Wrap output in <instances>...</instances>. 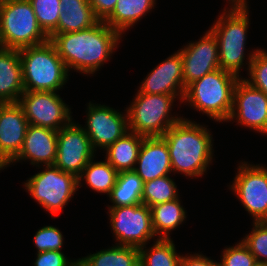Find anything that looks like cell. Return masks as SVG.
<instances>
[{
  "instance_id": "1",
  "label": "cell",
  "mask_w": 267,
  "mask_h": 266,
  "mask_svg": "<svg viewBox=\"0 0 267 266\" xmlns=\"http://www.w3.org/2000/svg\"><path fill=\"white\" fill-rule=\"evenodd\" d=\"M48 37L69 73L74 70L87 76L99 71L104 63L112 58L123 38L104 21H98L89 29L51 33Z\"/></svg>"
},
{
  "instance_id": "2",
  "label": "cell",
  "mask_w": 267,
  "mask_h": 266,
  "mask_svg": "<svg viewBox=\"0 0 267 266\" xmlns=\"http://www.w3.org/2000/svg\"><path fill=\"white\" fill-rule=\"evenodd\" d=\"M205 125L182 118L162 136L168 146L172 172L194 179L203 176L213 160V137Z\"/></svg>"
},
{
  "instance_id": "3",
  "label": "cell",
  "mask_w": 267,
  "mask_h": 266,
  "mask_svg": "<svg viewBox=\"0 0 267 266\" xmlns=\"http://www.w3.org/2000/svg\"><path fill=\"white\" fill-rule=\"evenodd\" d=\"M229 7L223 9L210 30L218 42L219 67L241 78V69L248 65L246 71L249 70L253 56L259 48L246 55L245 45L248 38V25H250L248 3L229 5Z\"/></svg>"
},
{
  "instance_id": "4",
  "label": "cell",
  "mask_w": 267,
  "mask_h": 266,
  "mask_svg": "<svg viewBox=\"0 0 267 266\" xmlns=\"http://www.w3.org/2000/svg\"><path fill=\"white\" fill-rule=\"evenodd\" d=\"M239 77L221 68L189 84L182 103L215 122H227L233 108V92ZM188 103V104H187Z\"/></svg>"
},
{
  "instance_id": "5",
  "label": "cell",
  "mask_w": 267,
  "mask_h": 266,
  "mask_svg": "<svg viewBox=\"0 0 267 266\" xmlns=\"http://www.w3.org/2000/svg\"><path fill=\"white\" fill-rule=\"evenodd\" d=\"M25 91L58 92L70 73L54 44L47 42L19 50Z\"/></svg>"
},
{
  "instance_id": "6",
  "label": "cell",
  "mask_w": 267,
  "mask_h": 266,
  "mask_svg": "<svg viewBox=\"0 0 267 266\" xmlns=\"http://www.w3.org/2000/svg\"><path fill=\"white\" fill-rule=\"evenodd\" d=\"M49 40L38 25L29 0H3L0 8V47L17 49Z\"/></svg>"
},
{
  "instance_id": "7",
  "label": "cell",
  "mask_w": 267,
  "mask_h": 266,
  "mask_svg": "<svg viewBox=\"0 0 267 266\" xmlns=\"http://www.w3.org/2000/svg\"><path fill=\"white\" fill-rule=\"evenodd\" d=\"M176 95L136 93L126 108L129 131L145 137L163 136L183 116L171 114Z\"/></svg>"
},
{
  "instance_id": "8",
  "label": "cell",
  "mask_w": 267,
  "mask_h": 266,
  "mask_svg": "<svg viewBox=\"0 0 267 266\" xmlns=\"http://www.w3.org/2000/svg\"><path fill=\"white\" fill-rule=\"evenodd\" d=\"M44 169L24 182L27 193L51 214L57 216L78 191V178L54 165L38 166Z\"/></svg>"
},
{
  "instance_id": "9",
  "label": "cell",
  "mask_w": 267,
  "mask_h": 266,
  "mask_svg": "<svg viewBox=\"0 0 267 266\" xmlns=\"http://www.w3.org/2000/svg\"><path fill=\"white\" fill-rule=\"evenodd\" d=\"M111 231L116 245L141 248L156 240L151 208L145 204L108 207ZM155 237V238H154Z\"/></svg>"
},
{
  "instance_id": "10",
  "label": "cell",
  "mask_w": 267,
  "mask_h": 266,
  "mask_svg": "<svg viewBox=\"0 0 267 266\" xmlns=\"http://www.w3.org/2000/svg\"><path fill=\"white\" fill-rule=\"evenodd\" d=\"M236 172L229 189L252 216V222L267 221V167L240 161Z\"/></svg>"
},
{
  "instance_id": "11",
  "label": "cell",
  "mask_w": 267,
  "mask_h": 266,
  "mask_svg": "<svg viewBox=\"0 0 267 266\" xmlns=\"http://www.w3.org/2000/svg\"><path fill=\"white\" fill-rule=\"evenodd\" d=\"M52 91H24L18 104L22 107L28 123L59 131L74 118L71 108Z\"/></svg>"
},
{
  "instance_id": "12",
  "label": "cell",
  "mask_w": 267,
  "mask_h": 266,
  "mask_svg": "<svg viewBox=\"0 0 267 266\" xmlns=\"http://www.w3.org/2000/svg\"><path fill=\"white\" fill-rule=\"evenodd\" d=\"M124 111L120 112L105 104H96L91 101L87 104L86 122L83 129L95 152L98 149L106 150L129 131L126 109Z\"/></svg>"
},
{
  "instance_id": "13",
  "label": "cell",
  "mask_w": 267,
  "mask_h": 266,
  "mask_svg": "<svg viewBox=\"0 0 267 266\" xmlns=\"http://www.w3.org/2000/svg\"><path fill=\"white\" fill-rule=\"evenodd\" d=\"M74 122L72 120L57 133V153L54 166L78 178L88 162L95 158L96 152L83 127Z\"/></svg>"
},
{
  "instance_id": "14",
  "label": "cell",
  "mask_w": 267,
  "mask_h": 266,
  "mask_svg": "<svg viewBox=\"0 0 267 266\" xmlns=\"http://www.w3.org/2000/svg\"><path fill=\"white\" fill-rule=\"evenodd\" d=\"M267 135V95L254 88L243 77L237 81L233 92V108L229 121Z\"/></svg>"
},
{
  "instance_id": "15",
  "label": "cell",
  "mask_w": 267,
  "mask_h": 266,
  "mask_svg": "<svg viewBox=\"0 0 267 266\" xmlns=\"http://www.w3.org/2000/svg\"><path fill=\"white\" fill-rule=\"evenodd\" d=\"M178 51L182 56L185 88L205 74L220 68L218 42L210 29L198 41H191Z\"/></svg>"
},
{
  "instance_id": "16",
  "label": "cell",
  "mask_w": 267,
  "mask_h": 266,
  "mask_svg": "<svg viewBox=\"0 0 267 266\" xmlns=\"http://www.w3.org/2000/svg\"><path fill=\"white\" fill-rule=\"evenodd\" d=\"M138 88L137 93L176 95L182 104L186 88L181 53L177 50L153 68Z\"/></svg>"
},
{
  "instance_id": "17",
  "label": "cell",
  "mask_w": 267,
  "mask_h": 266,
  "mask_svg": "<svg viewBox=\"0 0 267 266\" xmlns=\"http://www.w3.org/2000/svg\"><path fill=\"white\" fill-rule=\"evenodd\" d=\"M29 123L17 103H0V155L10 163L20 152Z\"/></svg>"
},
{
  "instance_id": "18",
  "label": "cell",
  "mask_w": 267,
  "mask_h": 266,
  "mask_svg": "<svg viewBox=\"0 0 267 266\" xmlns=\"http://www.w3.org/2000/svg\"><path fill=\"white\" fill-rule=\"evenodd\" d=\"M57 133L58 131L28 125L23 146L19 154L9 163L20 161H30L31 165L47 166L54 165L57 153Z\"/></svg>"
},
{
  "instance_id": "19",
  "label": "cell",
  "mask_w": 267,
  "mask_h": 266,
  "mask_svg": "<svg viewBox=\"0 0 267 266\" xmlns=\"http://www.w3.org/2000/svg\"><path fill=\"white\" fill-rule=\"evenodd\" d=\"M134 171L143 183L172 173L169 149L162 136L144 137Z\"/></svg>"
},
{
  "instance_id": "20",
  "label": "cell",
  "mask_w": 267,
  "mask_h": 266,
  "mask_svg": "<svg viewBox=\"0 0 267 266\" xmlns=\"http://www.w3.org/2000/svg\"><path fill=\"white\" fill-rule=\"evenodd\" d=\"M24 91L19 50L0 47V103H17Z\"/></svg>"
},
{
  "instance_id": "21",
  "label": "cell",
  "mask_w": 267,
  "mask_h": 266,
  "mask_svg": "<svg viewBox=\"0 0 267 266\" xmlns=\"http://www.w3.org/2000/svg\"><path fill=\"white\" fill-rule=\"evenodd\" d=\"M57 28L52 33H68L89 29L99 20L95 17L89 0H60Z\"/></svg>"
},
{
  "instance_id": "22",
  "label": "cell",
  "mask_w": 267,
  "mask_h": 266,
  "mask_svg": "<svg viewBox=\"0 0 267 266\" xmlns=\"http://www.w3.org/2000/svg\"><path fill=\"white\" fill-rule=\"evenodd\" d=\"M157 0H117L113 12L104 20L113 30L123 35L135 23L150 13Z\"/></svg>"
},
{
  "instance_id": "23",
  "label": "cell",
  "mask_w": 267,
  "mask_h": 266,
  "mask_svg": "<svg viewBox=\"0 0 267 266\" xmlns=\"http://www.w3.org/2000/svg\"><path fill=\"white\" fill-rule=\"evenodd\" d=\"M145 136L128 131L105 151V159L119 172L133 171Z\"/></svg>"
},
{
  "instance_id": "24",
  "label": "cell",
  "mask_w": 267,
  "mask_h": 266,
  "mask_svg": "<svg viewBox=\"0 0 267 266\" xmlns=\"http://www.w3.org/2000/svg\"><path fill=\"white\" fill-rule=\"evenodd\" d=\"M78 266H140L139 248L113 245L79 258Z\"/></svg>"
},
{
  "instance_id": "25",
  "label": "cell",
  "mask_w": 267,
  "mask_h": 266,
  "mask_svg": "<svg viewBox=\"0 0 267 266\" xmlns=\"http://www.w3.org/2000/svg\"><path fill=\"white\" fill-rule=\"evenodd\" d=\"M181 204V200L176 198L151 207L152 226L156 238L170 239L171 231L186 221L187 212Z\"/></svg>"
},
{
  "instance_id": "26",
  "label": "cell",
  "mask_w": 267,
  "mask_h": 266,
  "mask_svg": "<svg viewBox=\"0 0 267 266\" xmlns=\"http://www.w3.org/2000/svg\"><path fill=\"white\" fill-rule=\"evenodd\" d=\"M117 177L118 172L106 159L98 162L93 158L78 177V187H82L81 182L85 180L90 189L109 196Z\"/></svg>"
},
{
  "instance_id": "27",
  "label": "cell",
  "mask_w": 267,
  "mask_h": 266,
  "mask_svg": "<svg viewBox=\"0 0 267 266\" xmlns=\"http://www.w3.org/2000/svg\"><path fill=\"white\" fill-rule=\"evenodd\" d=\"M142 193L143 181L134 170L119 172L116 184L108 196L112 204L107 207L141 204Z\"/></svg>"
},
{
  "instance_id": "28",
  "label": "cell",
  "mask_w": 267,
  "mask_h": 266,
  "mask_svg": "<svg viewBox=\"0 0 267 266\" xmlns=\"http://www.w3.org/2000/svg\"><path fill=\"white\" fill-rule=\"evenodd\" d=\"M149 248H139L140 266H180L181 254L177 253L174 241L157 238Z\"/></svg>"
},
{
  "instance_id": "29",
  "label": "cell",
  "mask_w": 267,
  "mask_h": 266,
  "mask_svg": "<svg viewBox=\"0 0 267 266\" xmlns=\"http://www.w3.org/2000/svg\"><path fill=\"white\" fill-rule=\"evenodd\" d=\"M177 185L170 175L143 183L142 204L148 207L179 198Z\"/></svg>"
},
{
  "instance_id": "30",
  "label": "cell",
  "mask_w": 267,
  "mask_h": 266,
  "mask_svg": "<svg viewBox=\"0 0 267 266\" xmlns=\"http://www.w3.org/2000/svg\"><path fill=\"white\" fill-rule=\"evenodd\" d=\"M34 10L38 25L49 36L58 25L60 0H29Z\"/></svg>"
},
{
  "instance_id": "31",
  "label": "cell",
  "mask_w": 267,
  "mask_h": 266,
  "mask_svg": "<svg viewBox=\"0 0 267 266\" xmlns=\"http://www.w3.org/2000/svg\"><path fill=\"white\" fill-rule=\"evenodd\" d=\"M253 228L241 240L257 262L267 263V221L253 222Z\"/></svg>"
},
{
  "instance_id": "32",
  "label": "cell",
  "mask_w": 267,
  "mask_h": 266,
  "mask_svg": "<svg viewBox=\"0 0 267 266\" xmlns=\"http://www.w3.org/2000/svg\"><path fill=\"white\" fill-rule=\"evenodd\" d=\"M248 78H243L254 88H257L267 95V51L259 48L253 56L247 71Z\"/></svg>"
},
{
  "instance_id": "33",
  "label": "cell",
  "mask_w": 267,
  "mask_h": 266,
  "mask_svg": "<svg viewBox=\"0 0 267 266\" xmlns=\"http://www.w3.org/2000/svg\"><path fill=\"white\" fill-rule=\"evenodd\" d=\"M220 266H253L257 261L248 247L240 240L235 246H227L222 251Z\"/></svg>"
},
{
  "instance_id": "34",
  "label": "cell",
  "mask_w": 267,
  "mask_h": 266,
  "mask_svg": "<svg viewBox=\"0 0 267 266\" xmlns=\"http://www.w3.org/2000/svg\"><path fill=\"white\" fill-rule=\"evenodd\" d=\"M33 241L37 248V253L49 250L62 251L64 236L59 228L48 225L38 229Z\"/></svg>"
},
{
  "instance_id": "35",
  "label": "cell",
  "mask_w": 267,
  "mask_h": 266,
  "mask_svg": "<svg viewBox=\"0 0 267 266\" xmlns=\"http://www.w3.org/2000/svg\"><path fill=\"white\" fill-rule=\"evenodd\" d=\"M36 254L34 266H78V260L68 259L63 251L49 250Z\"/></svg>"
},
{
  "instance_id": "36",
  "label": "cell",
  "mask_w": 267,
  "mask_h": 266,
  "mask_svg": "<svg viewBox=\"0 0 267 266\" xmlns=\"http://www.w3.org/2000/svg\"><path fill=\"white\" fill-rule=\"evenodd\" d=\"M117 0H89L93 13L99 21H104L114 10Z\"/></svg>"
},
{
  "instance_id": "37",
  "label": "cell",
  "mask_w": 267,
  "mask_h": 266,
  "mask_svg": "<svg viewBox=\"0 0 267 266\" xmlns=\"http://www.w3.org/2000/svg\"><path fill=\"white\" fill-rule=\"evenodd\" d=\"M187 253L181 256L180 266H216L217 261L204 256L201 253L190 254Z\"/></svg>"
},
{
  "instance_id": "38",
  "label": "cell",
  "mask_w": 267,
  "mask_h": 266,
  "mask_svg": "<svg viewBox=\"0 0 267 266\" xmlns=\"http://www.w3.org/2000/svg\"><path fill=\"white\" fill-rule=\"evenodd\" d=\"M229 2L228 4L230 5H244L249 3L247 0H227Z\"/></svg>"
},
{
  "instance_id": "39",
  "label": "cell",
  "mask_w": 267,
  "mask_h": 266,
  "mask_svg": "<svg viewBox=\"0 0 267 266\" xmlns=\"http://www.w3.org/2000/svg\"><path fill=\"white\" fill-rule=\"evenodd\" d=\"M9 163L0 155V171L4 170L5 167L7 168Z\"/></svg>"
},
{
  "instance_id": "40",
  "label": "cell",
  "mask_w": 267,
  "mask_h": 266,
  "mask_svg": "<svg viewBox=\"0 0 267 266\" xmlns=\"http://www.w3.org/2000/svg\"><path fill=\"white\" fill-rule=\"evenodd\" d=\"M253 266H267V263L256 262Z\"/></svg>"
}]
</instances>
